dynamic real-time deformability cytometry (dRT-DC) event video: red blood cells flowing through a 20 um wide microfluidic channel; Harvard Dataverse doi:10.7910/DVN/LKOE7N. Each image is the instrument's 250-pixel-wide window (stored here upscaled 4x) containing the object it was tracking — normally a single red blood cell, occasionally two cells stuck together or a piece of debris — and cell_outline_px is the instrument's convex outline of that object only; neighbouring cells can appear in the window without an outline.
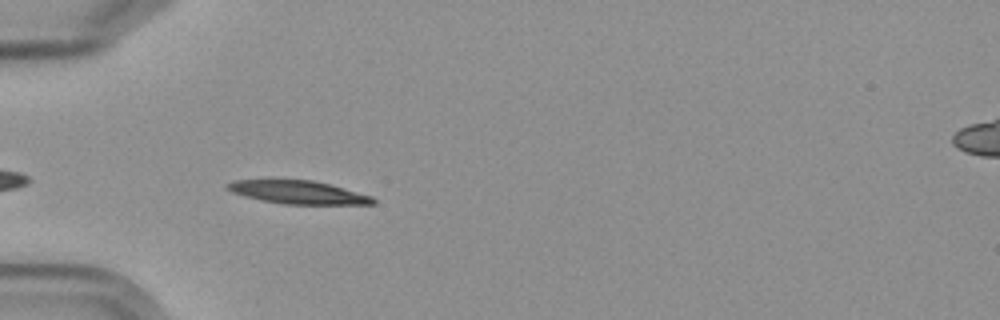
{"species": "Egyptian fruit bat (a non-hibernating species)", "species_latin": "Rousettus aegyptiacus", "temperature_condition": "cold", "stored_images_in_passage": 5, "camera_frame_rate_fps": 3000, "um_per_image_px": 0.085, "frame": {"image": 1, "passage_image": 4, "time_ms": 4.333, "image_size_px": [1000, 320], "cell_outline_px": [[376, 204], [284, 204], [244, 196], [232, 192], [224, 188], [224, 184], [236, 180], [312, 180], [328, 184], [372, 196], [376, 200]], "centroid_in_image_um": [25.31, 16.34], "position_along_channel_um": 59.7, "area_um2": 19.42}}